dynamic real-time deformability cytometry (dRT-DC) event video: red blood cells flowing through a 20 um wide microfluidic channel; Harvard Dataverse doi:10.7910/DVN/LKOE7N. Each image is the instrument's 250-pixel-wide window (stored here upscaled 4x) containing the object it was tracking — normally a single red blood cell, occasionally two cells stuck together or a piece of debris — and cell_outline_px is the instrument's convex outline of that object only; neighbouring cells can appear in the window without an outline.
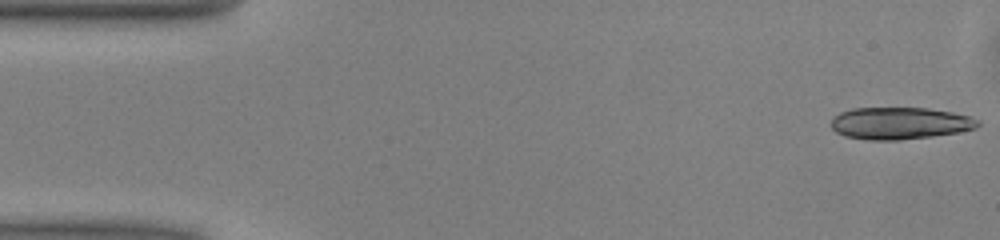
{"species": "common noctule bat (a hibernating species)", "species_latin": "Nyctalus noctula", "temperature_condition": "warm", "stored_images_in_passage": 50, "segment_of_instrument_passage": [1, 2], "camera_frame_rate_fps": 3000, "um_per_image_px": 0.085, "animal": {"sex": "male", "body_mass_g": 13.0, "forearm_length_mm": 53.1}, "frame": {"image": 1, "passage_image": 1, "time_ms": 0.0, "image_size_px": [1000, 240], "cell_outline_px": [[980, 124], [976, 128], [956, 132], [932, 136], [900, 140], [868, 140], [844, 136], [836, 132], [832, 128], [832, 116], [840, 112], [852, 108], [928, 108], [952, 112], [968, 116], [980, 120]], "centroid_in_image_um": [76.46, 10.47], "position_along_channel_um": 8.5, "area_um2": 27.46}}